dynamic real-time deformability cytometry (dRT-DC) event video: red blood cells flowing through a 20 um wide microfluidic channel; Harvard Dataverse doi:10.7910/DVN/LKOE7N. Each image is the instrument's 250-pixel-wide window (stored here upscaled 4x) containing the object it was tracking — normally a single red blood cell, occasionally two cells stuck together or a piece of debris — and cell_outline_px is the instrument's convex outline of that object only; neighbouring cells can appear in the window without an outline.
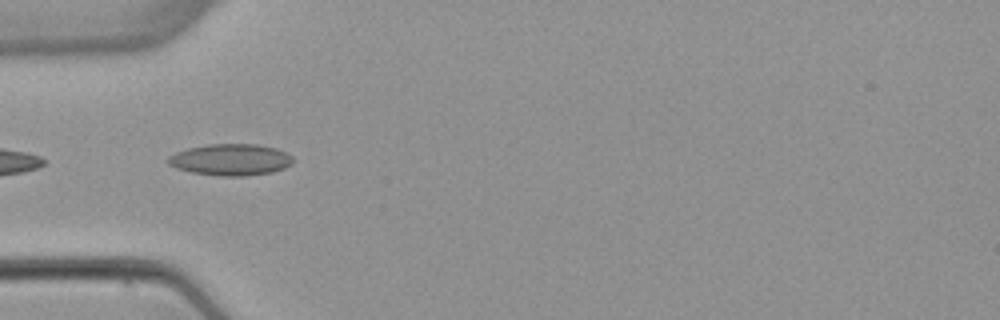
{"species": "common noctule bat (a hibernating species)", "species_latin": "Nyctalus noctula", "temperature_condition": "warm", "stored_images_in_passage": 5, "camera_frame_rate_fps": 3000, "um_per_image_px": 0.085, "animal": {"sex": "female", "body_mass_g": 22.7, "forearm_length_mm": 54.2}, "frame": {"image": 1, "passage_image": 5, "time_ms": 4.667, "image_size_px": [1000, 320], "cell_outline_px": [[292, 164], [284, 168], [272, 172], [244, 176], [220, 176], [192, 172], [176, 168], [168, 164], [168, 156], [176, 152], [188, 148], [208, 144], [256, 144], [276, 148], [292, 156]], "centroid_in_image_um": [19.6, 13.57], "position_along_channel_um": 65.4, "area_um2": 22.89}}